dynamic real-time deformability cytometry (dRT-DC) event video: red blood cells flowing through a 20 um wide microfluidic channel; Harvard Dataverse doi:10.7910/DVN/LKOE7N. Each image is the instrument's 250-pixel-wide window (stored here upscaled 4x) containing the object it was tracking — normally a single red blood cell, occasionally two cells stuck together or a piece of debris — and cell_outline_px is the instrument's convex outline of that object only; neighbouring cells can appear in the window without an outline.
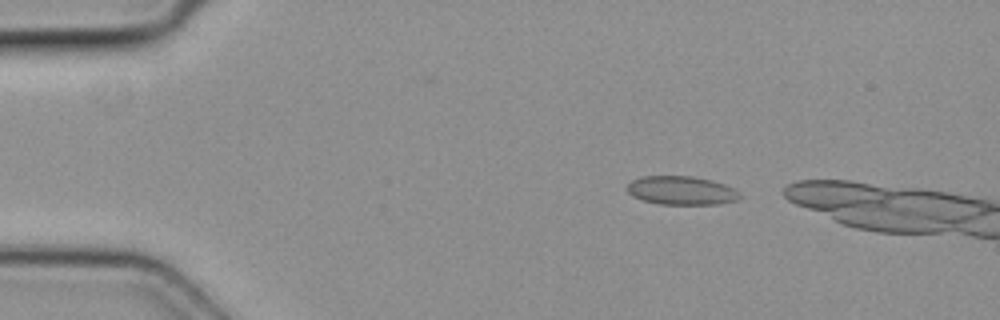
{"species": "common noctule bat (a hibernating species)", "species_latin": "Nyctalus noctula", "temperature_condition": "cold", "stored_images_in_passage": 2, "camera_frame_rate_fps": 3000, "um_per_image_px": 0.085, "animal": {"sex": "female", "body_mass_g": 19.3, "forearm_length_mm": 54.1}, "frame": {"image": 1, "passage_image": 1, "time_ms": 0.0, "image_size_px": [1000, 320], "cell_outline_px": [[740, 196], [736, 200], [716, 204], [660, 204], [644, 200], [632, 196], [628, 192], [628, 184], [632, 180], [640, 176], [692, 176], [712, 180], [724, 184], [732, 188]], "centroid_in_image_um": [57.88, 16.18], "position_along_channel_um": 27.1, "area_um2": 18.55}}